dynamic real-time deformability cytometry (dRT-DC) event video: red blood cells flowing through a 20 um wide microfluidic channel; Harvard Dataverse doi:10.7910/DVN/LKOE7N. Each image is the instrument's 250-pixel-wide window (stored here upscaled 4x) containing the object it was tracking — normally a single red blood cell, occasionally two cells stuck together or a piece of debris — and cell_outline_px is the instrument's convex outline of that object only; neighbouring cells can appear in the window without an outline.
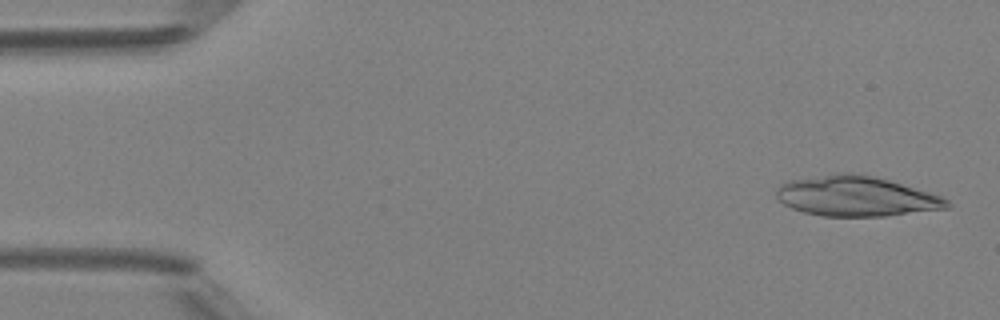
{"species": "Egyptian fruit bat (a non-hibernating species)", "species_latin": "Rousettus aegyptiacus", "temperature_condition": "room temperature", "stored_images_in_passage": 47, "camera_frame_rate_fps": 3000, "um_per_image_px": 0.085, "animal": {"sex": "female"}, "frame": {"image": 1, "passage_image": 2, "time_ms": 0.333, "image_size_px": [1000, 320], "cell_outline_px": [[952, 204], [948, 208], [884, 216], [824, 216], [804, 212], [792, 208], [784, 204], [776, 196], [776, 188], [784, 180], [836, 172], [848, 172], [872, 176], [888, 180], [928, 192], [940, 196], [948, 200]], "centroid_in_image_um": [72.7, 16.66], "position_along_channel_um": 12.3, "area_um2": 39.94}}